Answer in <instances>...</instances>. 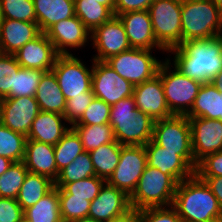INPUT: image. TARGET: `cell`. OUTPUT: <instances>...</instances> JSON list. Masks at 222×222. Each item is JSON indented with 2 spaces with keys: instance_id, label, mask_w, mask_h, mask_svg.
I'll list each match as a JSON object with an SVG mask.
<instances>
[{
  "instance_id": "1",
  "label": "cell",
  "mask_w": 222,
  "mask_h": 222,
  "mask_svg": "<svg viewBox=\"0 0 222 222\" xmlns=\"http://www.w3.org/2000/svg\"><path fill=\"white\" fill-rule=\"evenodd\" d=\"M168 52L174 67L190 79L208 83L222 70V38L192 40Z\"/></svg>"
},
{
  "instance_id": "2",
  "label": "cell",
  "mask_w": 222,
  "mask_h": 222,
  "mask_svg": "<svg viewBox=\"0 0 222 222\" xmlns=\"http://www.w3.org/2000/svg\"><path fill=\"white\" fill-rule=\"evenodd\" d=\"M172 207L183 222L222 220V210L217 198L195 174L178 183Z\"/></svg>"
},
{
  "instance_id": "3",
  "label": "cell",
  "mask_w": 222,
  "mask_h": 222,
  "mask_svg": "<svg viewBox=\"0 0 222 222\" xmlns=\"http://www.w3.org/2000/svg\"><path fill=\"white\" fill-rule=\"evenodd\" d=\"M154 122L136 107L133 96L111 106L109 124L121 145L145 146L152 139Z\"/></svg>"
},
{
  "instance_id": "4",
  "label": "cell",
  "mask_w": 222,
  "mask_h": 222,
  "mask_svg": "<svg viewBox=\"0 0 222 222\" xmlns=\"http://www.w3.org/2000/svg\"><path fill=\"white\" fill-rule=\"evenodd\" d=\"M182 43L220 37L222 11L211 0H182Z\"/></svg>"
},
{
  "instance_id": "5",
  "label": "cell",
  "mask_w": 222,
  "mask_h": 222,
  "mask_svg": "<svg viewBox=\"0 0 222 222\" xmlns=\"http://www.w3.org/2000/svg\"><path fill=\"white\" fill-rule=\"evenodd\" d=\"M178 183L171 174L147 165L129 196L131 208L142 210L172 206Z\"/></svg>"
},
{
  "instance_id": "6",
  "label": "cell",
  "mask_w": 222,
  "mask_h": 222,
  "mask_svg": "<svg viewBox=\"0 0 222 222\" xmlns=\"http://www.w3.org/2000/svg\"><path fill=\"white\" fill-rule=\"evenodd\" d=\"M170 65V59L166 58L160 64L157 73L161 78L165 100L173 115H186L191 110L203 83L190 79L175 67L170 71Z\"/></svg>"
},
{
  "instance_id": "7",
  "label": "cell",
  "mask_w": 222,
  "mask_h": 222,
  "mask_svg": "<svg viewBox=\"0 0 222 222\" xmlns=\"http://www.w3.org/2000/svg\"><path fill=\"white\" fill-rule=\"evenodd\" d=\"M152 140L177 154L195 171L191 127L186 115H173L154 122Z\"/></svg>"
},
{
  "instance_id": "8",
  "label": "cell",
  "mask_w": 222,
  "mask_h": 222,
  "mask_svg": "<svg viewBox=\"0 0 222 222\" xmlns=\"http://www.w3.org/2000/svg\"><path fill=\"white\" fill-rule=\"evenodd\" d=\"M181 7L182 0H154L148 8L155 39L165 52L182 43Z\"/></svg>"
},
{
  "instance_id": "9",
  "label": "cell",
  "mask_w": 222,
  "mask_h": 222,
  "mask_svg": "<svg viewBox=\"0 0 222 222\" xmlns=\"http://www.w3.org/2000/svg\"><path fill=\"white\" fill-rule=\"evenodd\" d=\"M105 62L118 75L134 86L153 78L158 73L162 61L152 56L148 49L131 48L109 57Z\"/></svg>"
},
{
  "instance_id": "10",
  "label": "cell",
  "mask_w": 222,
  "mask_h": 222,
  "mask_svg": "<svg viewBox=\"0 0 222 222\" xmlns=\"http://www.w3.org/2000/svg\"><path fill=\"white\" fill-rule=\"evenodd\" d=\"M90 69L73 54L57 56L51 71L66 101L92 89V67Z\"/></svg>"
},
{
  "instance_id": "11",
  "label": "cell",
  "mask_w": 222,
  "mask_h": 222,
  "mask_svg": "<svg viewBox=\"0 0 222 222\" xmlns=\"http://www.w3.org/2000/svg\"><path fill=\"white\" fill-rule=\"evenodd\" d=\"M146 166L147 153L144 146L122 145L118 165L106 182L130 196Z\"/></svg>"
},
{
  "instance_id": "12",
  "label": "cell",
  "mask_w": 222,
  "mask_h": 222,
  "mask_svg": "<svg viewBox=\"0 0 222 222\" xmlns=\"http://www.w3.org/2000/svg\"><path fill=\"white\" fill-rule=\"evenodd\" d=\"M92 90L96 98L102 99L110 106L133 96L134 85L122 78L105 61L93 60Z\"/></svg>"
},
{
  "instance_id": "13",
  "label": "cell",
  "mask_w": 222,
  "mask_h": 222,
  "mask_svg": "<svg viewBox=\"0 0 222 222\" xmlns=\"http://www.w3.org/2000/svg\"><path fill=\"white\" fill-rule=\"evenodd\" d=\"M93 46L98 52L93 60L105 61L109 57L131 49L121 20L113 16L91 32Z\"/></svg>"
},
{
  "instance_id": "14",
  "label": "cell",
  "mask_w": 222,
  "mask_h": 222,
  "mask_svg": "<svg viewBox=\"0 0 222 222\" xmlns=\"http://www.w3.org/2000/svg\"><path fill=\"white\" fill-rule=\"evenodd\" d=\"M39 112L35 97L3 98L0 105V122L27 137L32 122Z\"/></svg>"
},
{
  "instance_id": "15",
  "label": "cell",
  "mask_w": 222,
  "mask_h": 222,
  "mask_svg": "<svg viewBox=\"0 0 222 222\" xmlns=\"http://www.w3.org/2000/svg\"><path fill=\"white\" fill-rule=\"evenodd\" d=\"M194 162L209 154L222 151V121L207 118H189Z\"/></svg>"
},
{
  "instance_id": "16",
  "label": "cell",
  "mask_w": 222,
  "mask_h": 222,
  "mask_svg": "<svg viewBox=\"0 0 222 222\" xmlns=\"http://www.w3.org/2000/svg\"><path fill=\"white\" fill-rule=\"evenodd\" d=\"M133 97L136 107L154 121L173 116L167 106L163 85L158 74L135 85Z\"/></svg>"
},
{
  "instance_id": "17",
  "label": "cell",
  "mask_w": 222,
  "mask_h": 222,
  "mask_svg": "<svg viewBox=\"0 0 222 222\" xmlns=\"http://www.w3.org/2000/svg\"><path fill=\"white\" fill-rule=\"evenodd\" d=\"M45 34L59 55L72 54L66 47H83L91 39V32L76 15L54 24Z\"/></svg>"
},
{
  "instance_id": "18",
  "label": "cell",
  "mask_w": 222,
  "mask_h": 222,
  "mask_svg": "<svg viewBox=\"0 0 222 222\" xmlns=\"http://www.w3.org/2000/svg\"><path fill=\"white\" fill-rule=\"evenodd\" d=\"M130 209L129 196L106 182L98 196L91 201L88 217L98 222H108L125 214Z\"/></svg>"
},
{
  "instance_id": "19",
  "label": "cell",
  "mask_w": 222,
  "mask_h": 222,
  "mask_svg": "<svg viewBox=\"0 0 222 222\" xmlns=\"http://www.w3.org/2000/svg\"><path fill=\"white\" fill-rule=\"evenodd\" d=\"M59 54L45 33L27 42L15 54L18 64L23 68L51 71Z\"/></svg>"
},
{
  "instance_id": "20",
  "label": "cell",
  "mask_w": 222,
  "mask_h": 222,
  "mask_svg": "<svg viewBox=\"0 0 222 222\" xmlns=\"http://www.w3.org/2000/svg\"><path fill=\"white\" fill-rule=\"evenodd\" d=\"M125 29L131 48L165 51L156 41L148 10L131 11L117 16Z\"/></svg>"
},
{
  "instance_id": "21",
  "label": "cell",
  "mask_w": 222,
  "mask_h": 222,
  "mask_svg": "<svg viewBox=\"0 0 222 222\" xmlns=\"http://www.w3.org/2000/svg\"><path fill=\"white\" fill-rule=\"evenodd\" d=\"M147 153V165L171 174L178 182L189 179L194 170L177 154V151L165 150L152 139L144 146Z\"/></svg>"
},
{
  "instance_id": "22",
  "label": "cell",
  "mask_w": 222,
  "mask_h": 222,
  "mask_svg": "<svg viewBox=\"0 0 222 222\" xmlns=\"http://www.w3.org/2000/svg\"><path fill=\"white\" fill-rule=\"evenodd\" d=\"M40 33L37 22L2 19L0 27V53L15 54Z\"/></svg>"
},
{
  "instance_id": "23",
  "label": "cell",
  "mask_w": 222,
  "mask_h": 222,
  "mask_svg": "<svg viewBox=\"0 0 222 222\" xmlns=\"http://www.w3.org/2000/svg\"><path fill=\"white\" fill-rule=\"evenodd\" d=\"M23 162L29 172L47 176L54 182L58 177L54 145L27 139Z\"/></svg>"
},
{
  "instance_id": "24",
  "label": "cell",
  "mask_w": 222,
  "mask_h": 222,
  "mask_svg": "<svg viewBox=\"0 0 222 222\" xmlns=\"http://www.w3.org/2000/svg\"><path fill=\"white\" fill-rule=\"evenodd\" d=\"M64 120L62 114L40 111L32 122L27 139L56 145L70 129L65 126Z\"/></svg>"
},
{
  "instance_id": "25",
  "label": "cell",
  "mask_w": 222,
  "mask_h": 222,
  "mask_svg": "<svg viewBox=\"0 0 222 222\" xmlns=\"http://www.w3.org/2000/svg\"><path fill=\"white\" fill-rule=\"evenodd\" d=\"M186 116L222 121V87H218L212 82L203 83Z\"/></svg>"
},
{
  "instance_id": "26",
  "label": "cell",
  "mask_w": 222,
  "mask_h": 222,
  "mask_svg": "<svg viewBox=\"0 0 222 222\" xmlns=\"http://www.w3.org/2000/svg\"><path fill=\"white\" fill-rule=\"evenodd\" d=\"M36 22L45 33L59 21L75 16L74 0H33Z\"/></svg>"
},
{
  "instance_id": "27",
  "label": "cell",
  "mask_w": 222,
  "mask_h": 222,
  "mask_svg": "<svg viewBox=\"0 0 222 222\" xmlns=\"http://www.w3.org/2000/svg\"><path fill=\"white\" fill-rule=\"evenodd\" d=\"M35 98L40 111L64 114L66 99L52 71L45 72L41 77L36 89Z\"/></svg>"
},
{
  "instance_id": "28",
  "label": "cell",
  "mask_w": 222,
  "mask_h": 222,
  "mask_svg": "<svg viewBox=\"0 0 222 222\" xmlns=\"http://www.w3.org/2000/svg\"><path fill=\"white\" fill-rule=\"evenodd\" d=\"M54 188V181L44 175L29 172L17 197L18 204L23 211L35 205L42 197Z\"/></svg>"
},
{
  "instance_id": "29",
  "label": "cell",
  "mask_w": 222,
  "mask_h": 222,
  "mask_svg": "<svg viewBox=\"0 0 222 222\" xmlns=\"http://www.w3.org/2000/svg\"><path fill=\"white\" fill-rule=\"evenodd\" d=\"M121 147L122 145L115 140L89 152L97 177L106 181L110 178L118 165Z\"/></svg>"
},
{
  "instance_id": "30",
  "label": "cell",
  "mask_w": 222,
  "mask_h": 222,
  "mask_svg": "<svg viewBox=\"0 0 222 222\" xmlns=\"http://www.w3.org/2000/svg\"><path fill=\"white\" fill-rule=\"evenodd\" d=\"M24 216L32 222H63L60 213L58 188L54 187L35 205L26 209Z\"/></svg>"
},
{
  "instance_id": "31",
  "label": "cell",
  "mask_w": 222,
  "mask_h": 222,
  "mask_svg": "<svg viewBox=\"0 0 222 222\" xmlns=\"http://www.w3.org/2000/svg\"><path fill=\"white\" fill-rule=\"evenodd\" d=\"M74 8L75 15L90 32L114 16L107 6L94 0H74Z\"/></svg>"
},
{
  "instance_id": "32",
  "label": "cell",
  "mask_w": 222,
  "mask_h": 222,
  "mask_svg": "<svg viewBox=\"0 0 222 222\" xmlns=\"http://www.w3.org/2000/svg\"><path fill=\"white\" fill-rule=\"evenodd\" d=\"M91 176H96L93 163L89 152L84 151L73 162L59 171L58 177L54 182V187L63 188L68 183Z\"/></svg>"
},
{
  "instance_id": "33",
  "label": "cell",
  "mask_w": 222,
  "mask_h": 222,
  "mask_svg": "<svg viewBox=\"0 0 222 222\" xmlns=\"http://www.w3.org/2000/svg\"><path fill=\"white\" fill-rule=\"evenodd\" d=\"M71 127L79 135L83 149L86 152L115 141L113 128L110 124L73 125Z\"/></svg>"
},
{
  "instance_id": "34",
  "label": "cell",
  "mask_w": 222,
  "mask_h": 222,
  "mask_svg": "<svg viewBox=\"0 0 222 222\" xmlns=\"http://www.w3.org/2000/svg\"><path fill=\"white\" fill-rule=\"evenodd\" d=\"M83 152L84 149L79 135L72 127H70L61 140L54 145V156L57 170L60 171L68 166L80 153Z\"/></svg>"
},
{
  "instance_id": "35",
  "label": "cell",
  "mask_w": 222,
  "mask_h": 222,
  "mask_svg": "<svg viewBox=\"0 0 222 222\" xmlns=\"http://www.w3.org/2000/svg\"><path fill=\"white\" fill-rule=\"evenodd\" d=\"M27 137L14 132L0 122V156L13 162H22L25 157Z\"/></svg>"
},
{
  "instance_id": "36",
  "label": "cell",
  "mask_w": 222,
  "mask_h": 222,
  "mask_svg": "<svg viewBox=\"0 0 222 222\" xmlns=\"http://www.w3.org/2000/svg\"><path fill=\"white\" fill-rule=\"evenodd\" d=\"M60 213L63 222L88 217L91 202L85 198L72 197L64 188H58Z\"/></svg>"
},
{
  "instance_id": "37",
  "label": "cell",
  "mask_w": 222,
  "mask_h": 222,
  "mask_svg": "<svg viewBox=\"0 0 222 222\" xmlns=\"http://www.w3.org/2000/svg\"><path fill=\"white\" fill-rule=\"evenodd\" d=\"M45 71L20 67L15 75L14 90L6 98L35 97L36 89Z\"/></svg>"
},
{
  "instance_id": "38",
  "label": "cell",
  "mask_w": 222,
  "mask_h": 222,
  "mask_svg": "<svg viewBox=\"0 0 222 222\" xmlns=\"http://www.w3.org/2000/svg\"><path fill=\"white\" fill-rule=\"evenodd\" d=\"M27 173L28 169L23 161L14 162L0 176V197L17 199Z\"/></svg>"
},
{
  "instance_id": "39",
  "label": "cell",
  "mask_w": 222,
  "mask_h": 222,
  "mask_svg": "<svg viewBox=\"0 0 222 222\" xmlns=\"http://www.w3.org/2000/svg\"><path fill=\"white\" fill-rule=\"evenodd\" d=\"M3 19L36 22L33 0H0Z\"/></svg>"
},
{
  "instance_id": "40",
  "label": "cell",
  "mask_w": 222,
  "mask_h": 222,
  "mask_svg": "<svg viewBox=\"0 0 222 222\" xmlns=\"http://www.w3.org/2000/svg\"><path fill=\"white\" fill-rule=\"evenodd\" d=\"M106 180L97 176H91L76 182L68 183L63 188L72 195V197L85 198L93 201L99 194Z\"/></svg>"
},
{
  "instance_id": "41",
  "label": "cell",
  "mask_w": 222,
  "mask_h": 222,
  "mask_svg": "<svg viewBox=\"0 0 222 222\" xmlns=\"http://www.w3.org/2000/svg\"><path fill=\"white\" fill-rule=\"evenodd\" d=\"M20 67L14 54L0 53V97L2 99L14 90L15 75Z\"/></svg>"
},
{
  "instance_id": "42",
  "label": "cell",
  "mask_w": 222,
  "mask_h": 222,
  "mask_svg": "<svg viewBox=\"0 0 222 222\" xmlns=\"http://www.w3.org/2000/svg\"><path fill=\"white\" fill-rule=\"evenodd\" d=\"M111 106L102 99L94 97L80 120L74 125L109 124Z\"/></svg>"
},
{
  "instance_id": "43",
  "label": "cell",
  "mask_w": 222,
  "mask_h": 222,
  "mask_svg": "<svg viewBox=\"0 0 222 222\" xmlns=\"http://www.w3.org/2000/svg\"><path fill=\"white\" fill-rule=\"evenodd\" d=\"M95 95L93 90L83 92L82 95L74 96L66 101L64 118L70 125L76 124L82 117L84 111L89 107Z\"/></svg>"
},
{
  "instance_id": "44",
  "label": "cell",
  "mask_w": 222,
  "mask_h": 222,
  "mask_svg": "<svg viewBox=\"0 0 222 222\" xmlns=\"http://www.w3.org/2000/svg\"><path fill=\"white\" fill-rule=\"evenodd\" d=\"M197 177L222 176V151L209 154L201 159L194 171Z\"/></svg>"
},
{
  "instance_id": "45",
  "label": "cell",
  "mask_w": 222,
  "mask_h": 222,
  "mask_svg": "<svg viewBox=\"0 0 222 222\" xmlns=\"http://www.w3.org/2000/svg\"><path fill=\"white\" fill-rule=\"evenodd\" d=\"M140 211L142 222H183L172 206L146 208Z\"/></svg>"
},
{
  "instance_id": "46",
  "label": "cell",
  "mask_w": 222,
  "mask_h": 222,
  "mask_svg": "<svg viewBox=\"0 0 222 222\" xmlns=\"http://www.w3.org/2000/svg\"><path fill=\"white\" fill-rule=\"evenodd\" d=\"M23 216L17 199L0 197V222H19Z\"/></svg>"
},
{
  "instance_id": "47",
  "label": "cell",
  "mask_w": 222,
  "mask_h": 222,
  "mask_svg": "<svg viewBox=\"0 0 222 222\" xmlns=\"http://www.w3.org/2000/svg\"><path fill=\"white\" fill-rule=\"evenodd\" d=\"M154 0H115L114 16L131 11L148 10Z\"/></svg>"
},
{
  "instance_id": "48",
  "label": "cell",
  "mask_w": 222,
  "mask_h": 222,
  "mask_svg": "<svg viewBox=\"0 0 222 222\" xmlns=\"http://www.w3.org/2000/svg\"><path fill=\"white\" fill-rule=\"evenodd\" d=\"M203 180L210 188L214 196L217 198L220 208L222 210V176L217 177H198Z\"/></svg>"
},
{
  "instance_id": "49",
  "label": "cell",
  "mask_w": 222,
  "mask_h": 222,
  "mask_svg": "<svg viewBox=\"0 0 222 222\" xmlns=\"http://www.w3.org/2000/svg\"><path fill=\"white\" fill-rule=\"evenodd\" d=\"M108 222H142L141 211L131 208L125 214L115 217Z\"/></svg>"
},
{
  "instance_id": "50",
  "label": "cell",
  "mask_w": 222,
  "mask_h": 222,
  "mask_svg": "<svg viewBox=\"0 0 222 222\" xmlns=\"http://www.w3.org/2000/svg\"><path fill=\"white\" fill-rule=\"evenodd\" d=\"M13 163L9 158L0 156V176L3 175Z\"/></svg>"
},
{
  "instance_id": "51",
  "label": "cell",
  "mask_w": 222,
  "mask_h": 222,
  "mask_svg": "<svg viewBox=\"0 0 222 222\" xmlns=\"http://www.w3.org/2000/svg\"><path fill=\"white\" fill-rule=\"evenodd\" d=\"M94 1L107 6L114 13L115 0H94Z\"/></svg>"
},
{
  "instance_id": "52",
  "label": "cell",
  "mask_w": 222,
  "mask_h": 222,
  "mask_svg": "<svg viewBox=\"0 0 222 222\" xmlns=\"http://www.w3.org/2000/svg\"><path fill=\"white\" fill-rule=\"evenodd\" d=\"M211 82L218 87H222V70L215 75Z\"/></svg>"
},
{
  "instance_id": "53",
  "label": "cell",
  "mask_w": 222,
  "mask_h": 222,
  "mask_svg": "<svg viewBox=\"0 0 222 222\" xmlns=\"http://www.w3.org/2000/svg\"><path fill=\"white\" fill-rule=\"evenodd\" d=\"M70 222H98V221H95L94 219H92L90 217H84L82 219H77V220H73Z\"/></svg>"
},
{
  "instance_id": "54",
  "label": "cell",
  "mask_w": 222,
  "mask_h": 222,
  "mask_svg": "<svg viewBox=\"0 0 222 222\" xmlns=\"http://www.w3.org/2000/svg\"><path fill=\"white\" fill-rule=\"evenodd\" d=\"M222 11V0H211Z\"/></svg>"
},
{
  "instance_id": "55",
  "label": "cell",
  "mask_w": 222,
  "mask_h": 222,
  "mask_svg": "<svg viewBox=\"0 0 222 222\" xmlns=\"http://www.w3.org/2000/svg\"><path fill=\"white\" fill-rule=\"evenodd\" d=\"M19 222H32L26 216H23Z\"/></svg>"
},
{
  "instance_id": "56",
  "label": "cell",
  "mask_w": 222,
  "mask_h": 222,
  "mask_svg": "<svg viewBox=\"0 0 222 222\" xmlns=\"http://www.w3.org/2000/svg\"><path fill=\"white\" fill-rule=\"evenodd\" d=\"M2 19H3V17H2V12H1V8H0V27H1Z\"/></svg>"
}]
</instances>
